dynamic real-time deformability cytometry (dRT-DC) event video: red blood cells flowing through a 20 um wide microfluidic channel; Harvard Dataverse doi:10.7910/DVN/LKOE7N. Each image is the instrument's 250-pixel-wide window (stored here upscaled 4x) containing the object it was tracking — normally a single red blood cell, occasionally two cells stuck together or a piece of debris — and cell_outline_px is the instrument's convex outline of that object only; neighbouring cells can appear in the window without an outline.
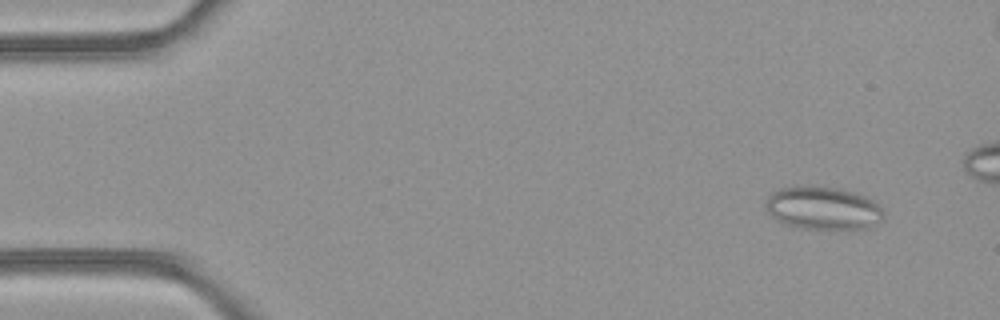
{"species": "common noctule bat (a hibernating species)", "species_latin": "Nyctalus noctula", "temperature_condition": "room temperature", "stored_images_in_passage": 5, "camera_frame_rate_fps": 3000, "um_per_image_px": 0.085, "animal": {"sex": "female", "body_mass_g": 21.9}, "frame": {"image": 1, "passage_image": 1, "time_ms": 0.0, "image_size_px": [1000, 320], "cell_outline_px": [[880, 220], [868, 228], [804, 228], [788, 224], [772, 216], [768, 212], [764, 204], [768, 196], [772, 192], [780, 188], [840, 188], [864, 196], [880, 204]], "centroid_in_image_um": [69.93, 17.7], "position_along_channel_um": 15.1, "area_um2": 28.32}}